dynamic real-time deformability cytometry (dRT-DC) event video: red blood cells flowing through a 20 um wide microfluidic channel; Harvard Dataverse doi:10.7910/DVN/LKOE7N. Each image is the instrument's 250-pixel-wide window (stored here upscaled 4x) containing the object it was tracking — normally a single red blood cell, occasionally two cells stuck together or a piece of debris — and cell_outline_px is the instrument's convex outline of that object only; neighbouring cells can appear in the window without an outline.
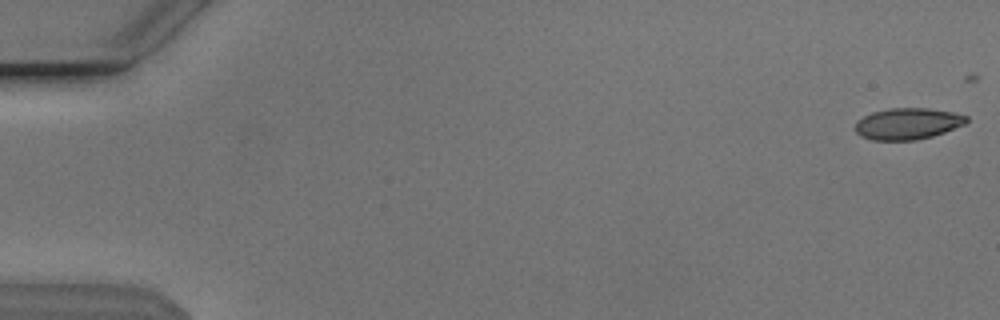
{"species": "Egyptian fruit bat (a non-hibernating species)", "species_latin": "Rousettus aegyptiacus", "temperature_condition": "cold", "stored_images_in_passage": 23, "camera_frame_rate_fps": 3000, "um_per_image_px": 0.085, "animal": {"sex": "male"}, "frame": {"image": 1, "passage_image": 1, "time_ms": 0.0, "image_size_px": [1000, 320], "cell_outline_px": [[968, 120], [964, 124], [944, 132], [932, 136], [916, 140], [872, 140], [860, 136], [856, 132], [856, 120], [872, 112], [888, 108], [928, 108], [952, 112], [968, 116]], "centroid_in_image_um": [77.13, 10.51], "position_along_channel_um": 7.9, "area_um2": 20.35}}